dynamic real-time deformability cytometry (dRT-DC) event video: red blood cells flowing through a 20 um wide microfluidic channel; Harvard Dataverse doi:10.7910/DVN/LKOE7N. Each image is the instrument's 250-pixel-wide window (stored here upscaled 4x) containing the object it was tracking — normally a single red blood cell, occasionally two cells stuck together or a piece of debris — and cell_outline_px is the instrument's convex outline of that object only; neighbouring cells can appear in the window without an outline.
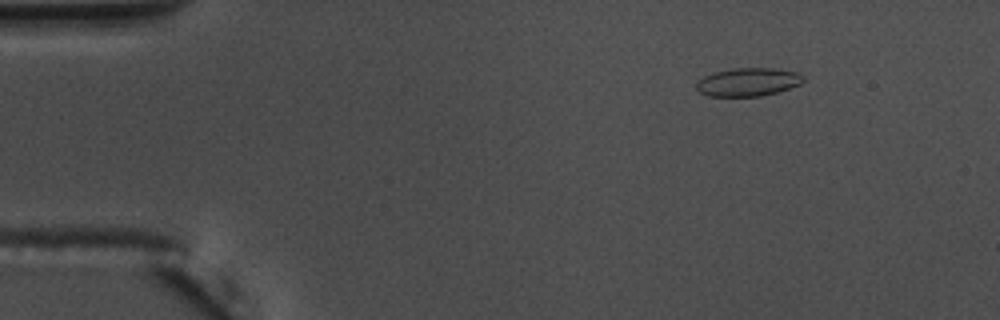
{"species": "common noctule bat (a hibernating species)", "species_latin": "Nyctalus noctula", "temperature_condition": "warm", "stored_images_in_passage": 18, "camera_frame_rate_fps": 3000, "um_per_image_px": 0.085, "animal": {"sex": "male", "body_mass_g": 17.5, "forearm_length_mm": 52.3}, "frame": {"image": 1, "passage_image": 8, "time_ms": 2.333, "image_size_px": [1000, 320], "cell_outline_px": [[804, 80], [800, 84], [776, 92], [760, 96], [708, 96], [700, 92], [696, 88], [696, 84], [704, 76], [716, 72], [732, 68], [772, 68], [800, 72], [804, 76]], "centroid_in_image_um": [63.61, 6.96], "position_along_channel_um": 21.4, "area_um2": 17.51}}